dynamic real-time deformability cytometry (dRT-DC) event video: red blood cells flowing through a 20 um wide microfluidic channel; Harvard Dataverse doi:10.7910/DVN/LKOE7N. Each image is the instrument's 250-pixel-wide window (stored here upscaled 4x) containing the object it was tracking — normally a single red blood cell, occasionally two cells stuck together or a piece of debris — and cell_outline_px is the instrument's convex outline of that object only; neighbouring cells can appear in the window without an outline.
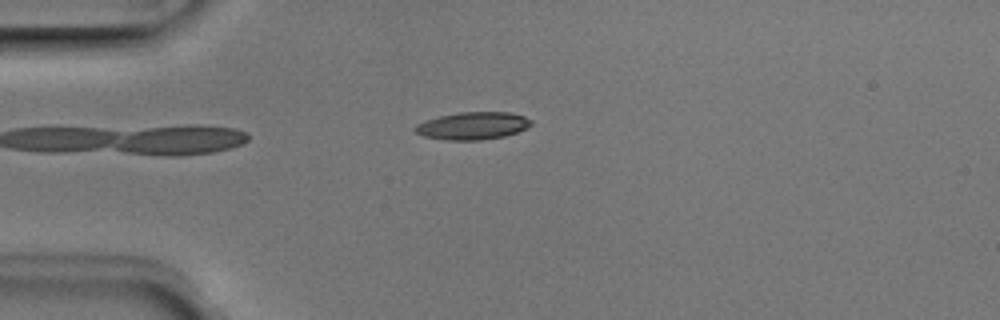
{"species": "Egyptian fruit bat (a non-hibernating species)", "species_latin": "Rousettus aegyptiacus", "temperature_condition": "room temperature", "stored_images_in_passage": 38, "camera_frame_rate_fps": 3000, "um_per_image_px": 0.085, "animal": {"sex": "male"}, "frame": {"image": 1, "passage_image": 1, "time_ms": 0.0, "image_size_px": [1000, 320], "cell_outline_px": [[532, 124], [516, 132], [504, 136], [480, 140], [448, 140], [424, 136], [416, 132], [416, 124], [440, 116], [460, 112], [508, 112], [524, 116], [532, 120]], "centroid_in_image_um": [40.2, 10.69], "position_along_channel_um": 44.8, "area_um2": 18.26}}
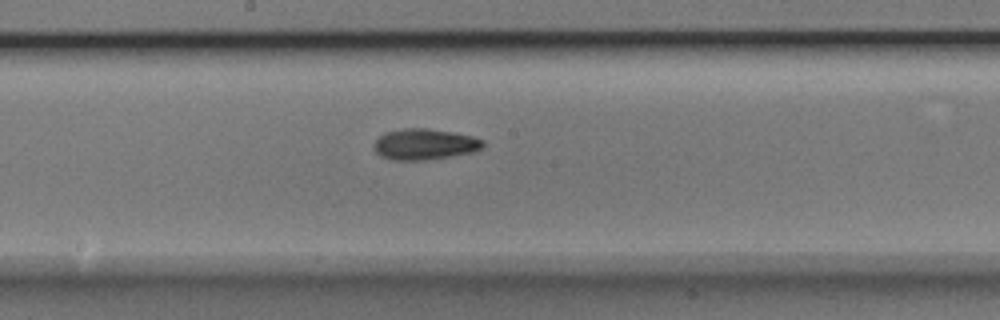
{"frame": {"image": 2, "passage_image": 15, "time_ms": 4.667, "image_size_px": [1000, 320], "cell_outline_px": [[484, 144], [476, 152], [452, 156], [424, 160], [392, 160], [380, 156], [372, 148], [376, 140], [384, 132], [404, 128], [428, 128], [452, 132], [472, 136], [484, 140]], "centroid_in_image_um": [36.08, 12.26], "position_along_channel_um": 212.1, "area_um2": 19.83}}
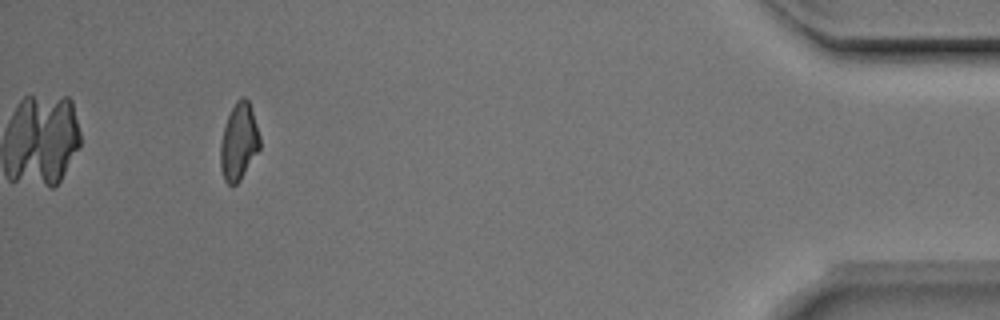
{"frame": {"image": 3, "passage_image": 35, "time_ms": 11.333, "image_size_px": [1000, 320], "cell_outline_px": [[260, 148], [240, 180], [236, 184], [228, 184], [224, 180], [220, 168], [220, 144], [224, 128], [228, 116], [236, 100], [240, 96], [244, 96], [248, 100], [252, 108], [260, 136]], "centroid_in_image_um": [20.3, 12.03], "position_along_channel_um": 414.9, "area_um2": 17.69}, "authors_computed_cell_mechanics": {"area_um2": 18.496, "velocity_mm_per_s": 4.0221, "shape_relaxation_time_tau1_ms": 5.7784, "shape_relaxation_time_tau2_ms": 9.2091, "deformation_change_tau1": 0.1602, "deformation_change_tau2": 0.1866}}